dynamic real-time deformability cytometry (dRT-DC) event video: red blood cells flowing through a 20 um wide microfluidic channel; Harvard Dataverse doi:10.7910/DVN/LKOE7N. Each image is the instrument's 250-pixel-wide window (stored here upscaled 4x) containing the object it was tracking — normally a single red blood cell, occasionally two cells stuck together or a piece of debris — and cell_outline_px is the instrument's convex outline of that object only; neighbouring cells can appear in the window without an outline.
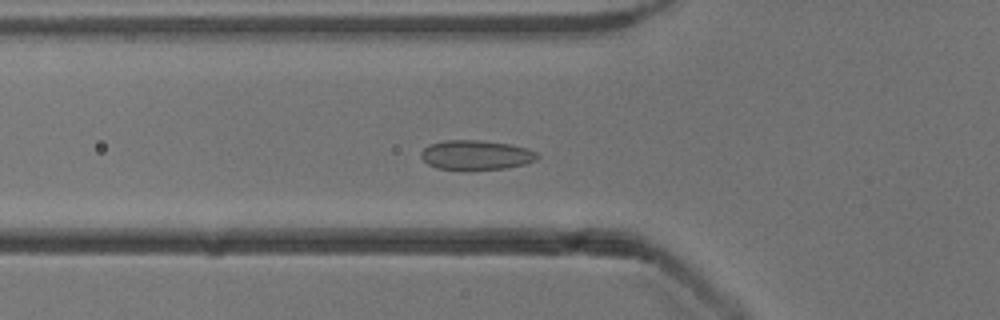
{"species": "common noctule bat (a hibernating species)", "species_latin": "Nyctalus noctula", "temperature_condition": "cold", "stored_images_in_passage": 51, "camera_frame_rate_fps": 3000, "um_per_image_px": 0.085, "animal": {"sex": "male", "body_mass_g": 13.3}, "frame": {"image": 1, "passage_image": 17, "time_ms": 5.333, "image_size_px": [1000, 320], "cell_outline_px": [[540, 156], [536, 160], [524, 164], [508, 168], [472, 172], [464, 172], [436, 168], [428, 164], [420, 156], [420, 152], [428, 144], [444, 140], [476, 140], [508, 144], [528, 148], [536, 152]], "centroid_in_image_um": [40.43, 13.22], "position_along_channel_um": 85.4, "area_um2": 20.81}}
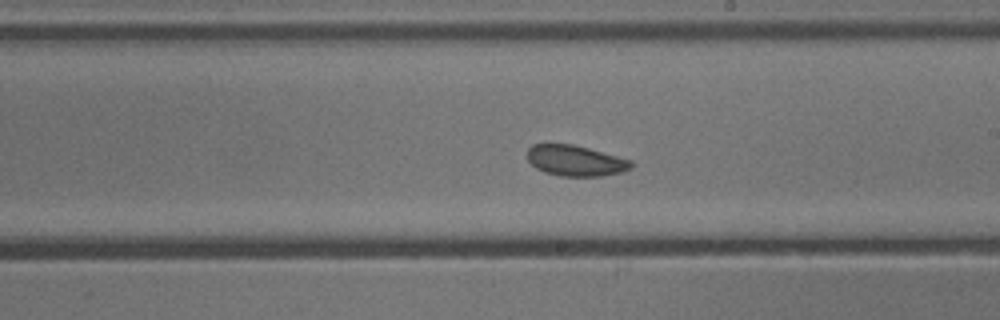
{"frame": {"image": 2, "passage_image": 29, "time_ms": 9.333, "image_size_px": [1000, 320], "cell_outline_px": [[636, 164], [632, 168], [624, 172], [600, 176], [560, 176], [544, 172], [536, 168], [528, 160], [528, 148], [532, 144], [572, 144], [588, 148], [632, 160]], "centroid_in_image_um": [48.96, 13.66], "position_along_channel_um": 240.0, "area_um2": 18.73}}
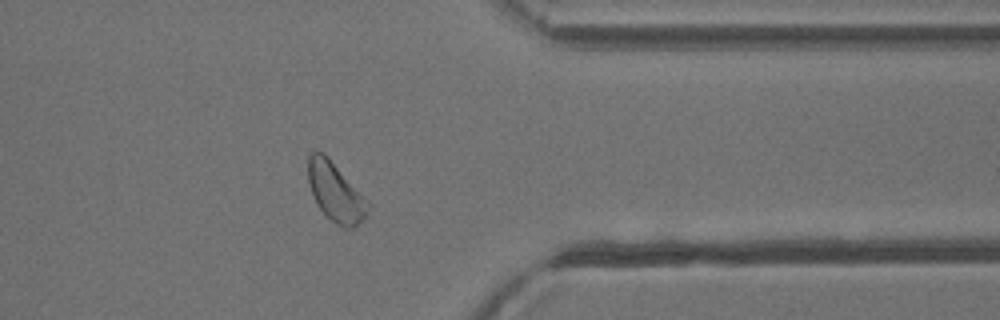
{"frame": {"image": 3, "passage_image": 41, "time_ms": 13.333, "image_size_px": [1000, 320], "cell_outline_px": [[368, 212], [356, 228], [344, 228], [332, 220], [316, 204], [308, 184], [308, 156], [316, 148], [324, 152], [328, 156], [368, 204]], "centroid_in_image_um": [28.45, 16.3], "position_along_channel_um": 382.9, "area_um2": 20.06}, "authors_computed_cell_mechanics": {"area_um2": 20.5768, "velocity_mm_per_s": 3.8592, "shape_relaxation_time_tau1_ms": 3.9443, "shape_relaxation_time_tau2_ms": 2.1132, "deformation_change_tau1": 0.033, "deformation_change_tau2": 0.0714}}